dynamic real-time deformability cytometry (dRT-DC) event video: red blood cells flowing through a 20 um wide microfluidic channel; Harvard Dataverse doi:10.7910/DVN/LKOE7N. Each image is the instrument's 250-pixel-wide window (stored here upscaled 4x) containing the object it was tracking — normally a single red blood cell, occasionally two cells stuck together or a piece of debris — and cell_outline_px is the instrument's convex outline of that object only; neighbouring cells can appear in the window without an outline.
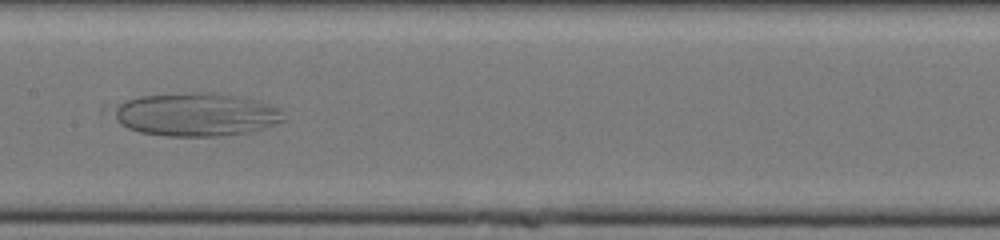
{"species": "human", "species_latin": "Homo sapiens", "temperature_condition": "cold", "stored_images_in_passage": 52, "camera_frame_rate_fps": 3000, "um_per_image_px": 0.085, "donor": {"sex": "male"}, "frame": {"image": 1, "passage_image": 27, "time_ms": 8.667, "image_size_px": [1000, 240], "cell_outline_px": [[288, 120], [264, 128], [248, 132], [220, 136], [168, 136], [140, 132], [128, 128], [116, 116], [116, 112], [120, 104], [128, 100], [140, 96], [200, 92], [208, 92], [260, 100], [280, 108]], "centroid_in_image_um": [16.8, 9.74], "position_along_channel_um": 190.6, "area_um2": 42.43}}